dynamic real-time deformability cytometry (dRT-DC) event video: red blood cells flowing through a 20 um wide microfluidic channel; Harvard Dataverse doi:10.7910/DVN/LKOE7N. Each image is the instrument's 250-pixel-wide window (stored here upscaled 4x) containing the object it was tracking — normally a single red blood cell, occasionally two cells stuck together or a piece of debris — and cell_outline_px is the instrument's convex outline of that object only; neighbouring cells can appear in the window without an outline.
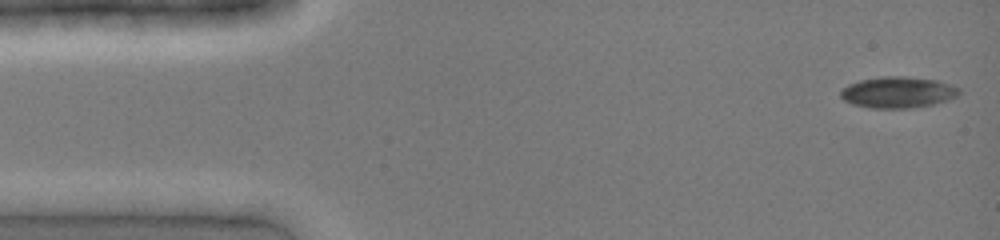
{"species": "common noctule bat (a hibernating species)", "species_latin": "Nyctalus noctula", "temperature_condition": "cold", "stored_images_in_passage": 30, "camera_frame_rate_fps": 3000, "um_per_image_px": 0.085, "animal": {"sex": "female", "body_mass_g": 19.0, "forearm_length_mm": 51.5}, "frame": {"image": 1, "passage_image": 1, "time_ms": 0.0, "image_size_px": [1000, 240], "cell_outline_px": [[960, 92], [956, 96], [948, 100], [932, 104], [912, 108], [872, 108], [852, 104], [844, 100], [840, 96], [840, 88], [848, 84], [860, 80], [884, 76], [904, 76], [936, 80], [960, 88]], "centroid_in_image_um": [76.28, 7.84], "position_along_channel_um": 8.7, "area_um2": 21.56}}
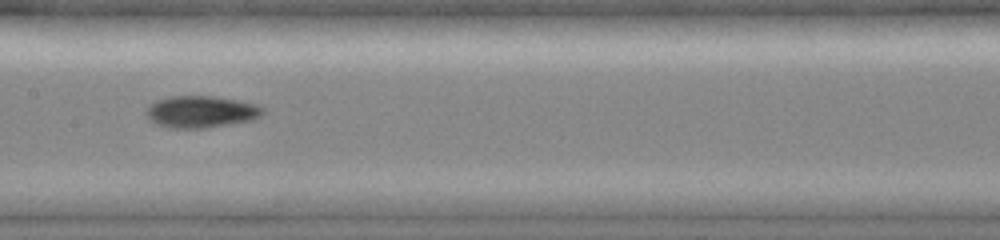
{"frame": {"image": 2, "passage_image": 20, "time_ms": 6.333, "image_size_px": [1000, 240], "cell_outline_px": [[264, 112], [260, 116], [252, 120], [204, 128], [172, 128], [156, 124], [148, 120], [148, 108], [156, 100], [172, 96], [208, 96], [236, 100], [256, 104], [264, 108]], "centroid_in_image_um": [17.1, 9.5], "position_along_channel_um": 190.3, "area_um2": 21.33}}
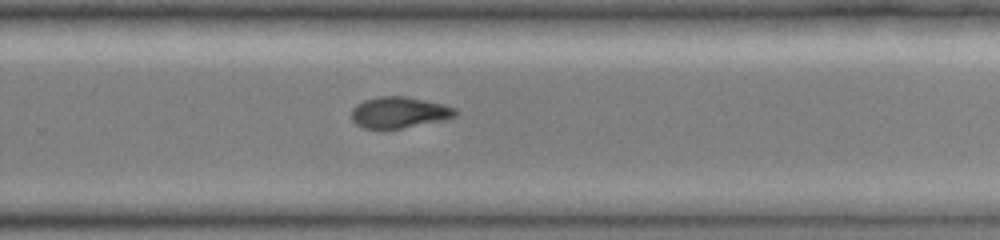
{"frame": {"image": 3, "passage_image": 27, "time_ms": 8.667, "image_size_px": [1000, 240], "cell_outline_px": [[456, 116], [444, 120], [400, 128], [364, 128], [356, 124], [352, 120], [352, 108], [356, 104], [364, 100], [380, 96], [404, 96], [444, 104], [456, 108]], "centroid_in_image_um": [33.92, 9.55], "position_along_channel_um": 295.9, "area_um2": 18.73}}